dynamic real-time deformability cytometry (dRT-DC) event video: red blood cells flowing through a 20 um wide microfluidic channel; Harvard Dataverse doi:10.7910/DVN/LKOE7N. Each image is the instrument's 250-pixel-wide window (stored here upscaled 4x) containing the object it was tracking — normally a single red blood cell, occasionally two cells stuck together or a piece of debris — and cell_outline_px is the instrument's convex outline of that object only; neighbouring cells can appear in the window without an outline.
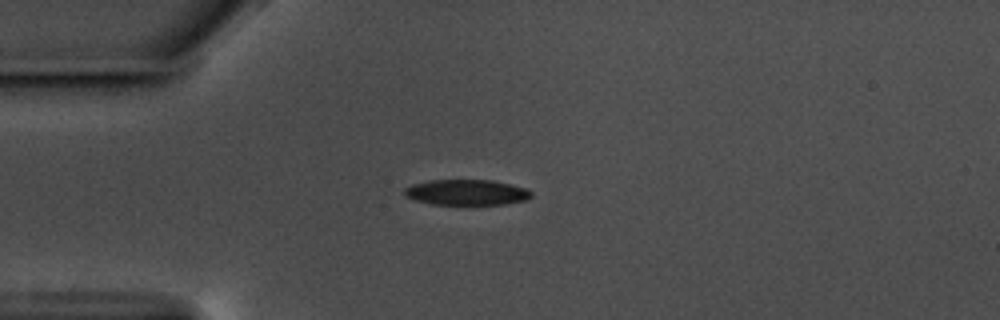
{"species": "common noctule bat (a hibernating species)", "species_latin": "Nyctalus noctula", "temperature_condition": "warm", "stored_images_in_passage": 43, "camera_frame_rate_fps": 3000, "um_per_image_px": 0.085, "animal": {"sex": "male", "body_mass_g": 17.5, "forearm_length_mm": 52.3}, "frame": {"image": 1, "passage_image": 1, "time_ms": 0.0, "image_size_px": [1000, 320], "cell_outline_px": [[532, 196], [524, 200], [504, 204], [432, 204], [416, 200], [404, 196], [404, 188], [412, 184], [428, 180], [492, 180], [524, 188], [532, 192]], "centroid_in_image_um": [39.61, 16.34], "position_along_channel_um": 45.4, "area_um2": 18.73}}
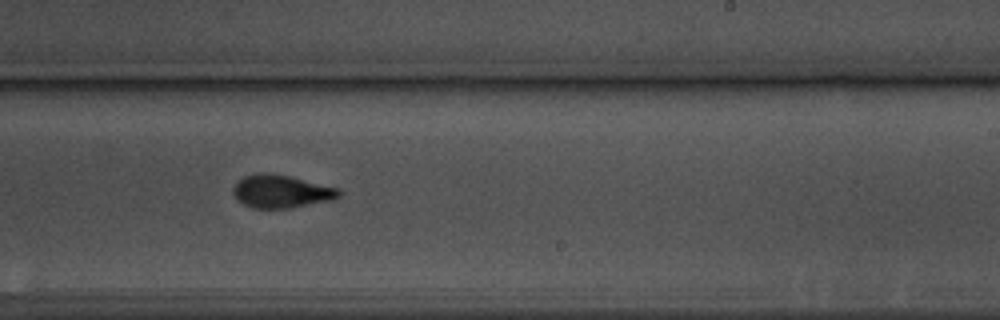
{"frame": {"image": 2, "passage_image": 21, "time_ms": 6.667, "image_size_px": [1000, 320], "cell_outline_px": [[340, 196], [332, 200], [292, 208], [252, 208], [236, 200], [232, 192], [232, 188], [236, 180], [244, 176], [256, 172], [272, 172], [340, 188]], "centroid_in_image_um": [23.86, 16.25], "position_along_channel_um": 265.1, "area_um2": 20.75}}
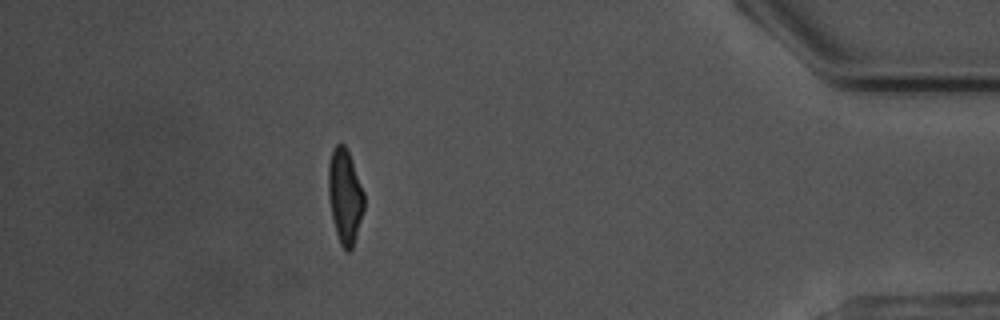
{"frame": {"image": 3, "passage_image": 37, "time_ms": 12.0, "image_size_px": [1000, 320], "cell_outline_px": [[364, 208], [352, 248], [348, 252], [340, 244], [336, 232], [332, 216], [328, 196], [328, 164], [332, 148], [336, 144], [344, 144], [348, 148], [364, 192]], "centroid_in_image_um": [29.31, 16.61], "position_along_channel_um": 405.9, "area_um2": 19.71}, "authors_computed_cell_mechanics": {"area_um2": 20.1144, "velocity_mm_per_s": 3.5698, "shape_relaxation_time_tau1_ms": 3.682, "shape_relaxation_time_tau2_ms": 1.6907, "deformation_change_tau1": 0.1524, "deformation_change_tau2": 0.0715}}